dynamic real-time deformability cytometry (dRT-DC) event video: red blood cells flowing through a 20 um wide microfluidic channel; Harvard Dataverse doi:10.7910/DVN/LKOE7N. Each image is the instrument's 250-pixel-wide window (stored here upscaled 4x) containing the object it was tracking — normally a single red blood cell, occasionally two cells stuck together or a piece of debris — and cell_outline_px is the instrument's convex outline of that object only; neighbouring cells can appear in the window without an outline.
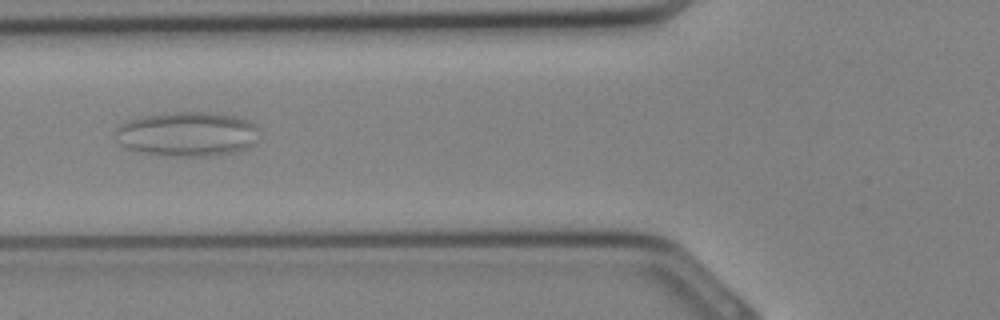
{"species": "Egyptian fruit bat (a non-hibernating species)", "species_latin": "Rousettus aegyptiacus", "temperature_condition": "cold", "stored_images_in_passage": 27, "camera_frame_rate_fps": 3000, "um_per_image_px": 0.085, "animal": {"sex": "female"}, "frame": {"image": 1, "passage_image": 3, "time_ms": 0.667, "image_size_px": [1000, 320], "cell_outline_px": [[260, 140], [248, 148], [236, 152], [208, 156], [176, 156], [144, 152], [128, 148], [120, 144], [116, 140], [116, 128], [120, 124], [128, 120], [144, 116], [172, 112], [216, 112], [236, 116], [256, 124], [260, 128]], "centroid_in_image_um": [16.0, 11.38], "position_along_channel_um": 109.8, "area_um2": 37.74}}
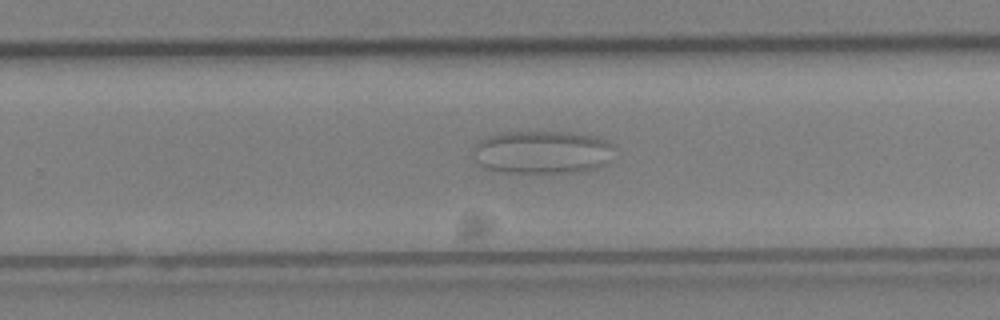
{"frame": {"image": 2, "passage_image": 13, "time_ms": 4.0, "image_size_px": [1000, 320], "cell_outline_px": [[616, 148], [604, 164], [588, 168], [560, 172], [508, 172], [488, 168], [480, 164], [476, 160], [476, 144], [480, 140], [488, 136], [500, 132], [572, 132], [592, 136], [604, 140], [612, 144]], "centroid_in_image_um": [46.08, 12.9], "position_along_channel_um": 283.7, "area_um2": 34.45}}